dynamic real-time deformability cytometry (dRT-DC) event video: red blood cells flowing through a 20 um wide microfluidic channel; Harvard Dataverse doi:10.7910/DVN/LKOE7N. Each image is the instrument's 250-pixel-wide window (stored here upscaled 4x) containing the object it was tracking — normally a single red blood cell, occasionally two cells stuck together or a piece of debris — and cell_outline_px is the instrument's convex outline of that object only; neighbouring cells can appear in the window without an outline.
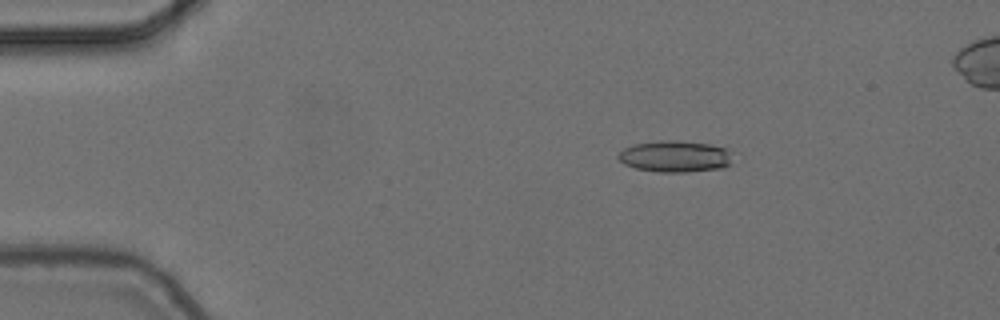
{"species": "common noctule bat (a hibernating species)", "species_latin": "Nyctalus noctula", "temperature_condition": "cold", "stored_images_in_passage": 6, "camera_frame_rate_fps": 3000, "um_per_image_px": 0.085, "animal": {"sex": "female", "body_mass_g": 24.6, "forearm_length_mm": 56.2}, "frame": {"image": 1, "passage_image": 3, "time_ms": 0.667, "image_size_px": [1000, 320], "cell_outline_px": [[728, 164], [720, 168], [684, 172], [660, 172], [636, 168], [624, 164], [616, 156], [624, 148], [636, 144], [660, 140], [676, 140], [708, 144], [724, 148], [728, 152]], "centroid_in_image_um": [57.29, 13.29], "position_along_channel_um": 27.7, "area_um2": 20.46}}